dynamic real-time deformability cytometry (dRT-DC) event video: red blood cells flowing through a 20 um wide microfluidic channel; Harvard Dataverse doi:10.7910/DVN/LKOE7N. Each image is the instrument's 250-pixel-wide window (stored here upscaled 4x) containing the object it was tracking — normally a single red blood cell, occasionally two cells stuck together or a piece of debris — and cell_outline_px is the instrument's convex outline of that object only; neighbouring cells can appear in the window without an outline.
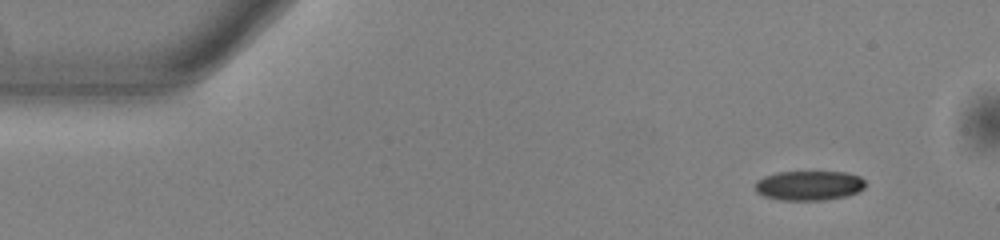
{"species": "common noctule bat (a hibernating species)", "species_latin": "Nyctalus noctula", "temperature_condition": "warm", "stored_images_in_passage": 48, "camera_frame_rate_fps": 3000, "um_per_image_px": 0.085, "animal": {"sex": "male", "body_mass_g": 13.0, "forearm_length_mm": 53.1}, "frame": {"image": 1, "passage_image": 1, "time_ms": 0.0, "image_size_px": [1000, 240], "cell_outline_px": [[868, 184], [860, 192], [848, 196], [824, 200], [780, 200], [764, 196], [756, 192], [756, 180], [764, 176], [776, 172], [848, 172], [860, 176]], "centroid_in_image_um": [68.82, 15.77], "position_along_channel_um": 16.2, "area_um2": 19.36}}
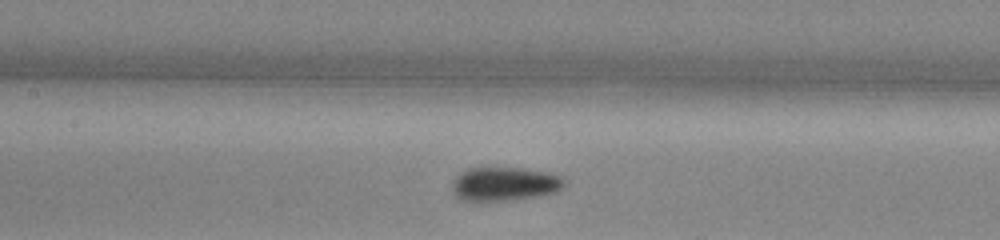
{"frame": {"image": 2, "passage_image": 20, "time_ms": 6.333, "image_size_px": [1000, 240], "cell_outline_px": [[568, 184], [564, 188], [556, 192], [540, 196], [512, 200], [464, 200], [456, 196], [452, 188], [452, 180], [460, 172], [468, 168], [520, 168], [552, 172], [560, 176]], "centroid_in_image_um": [42.95, 15.62], "position_along_channel_um": 164.5, "area_um2": 22.31}}
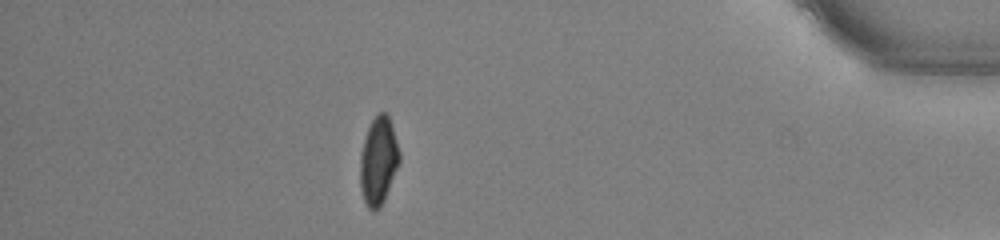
{"frame": {"image": 3, "passage_image": 42, "time_ms": 13.667, "image_size_px": [1000, 240], "cell_outline_px": [[400, 160], [384, 200], [372, 212], [368, 208], [364, 200], [360, 188], [360, 156], [364, 140], [368, 128], [376, 112], [384, 112], [388, 116], [392, 124], [400, 152]], "centroid_in_image_um": [32.16, 13.64], "position_along_channel_um": 403.0, "area_um2": 19.94}, "authors_computed_cell_mechanics": {"area_um2": 20.6924, "velocity_mm_per_s": 3.9146, "shape_relaxation_time_tau1_ms": 4.286, "shape_relaxation_time_tau2_ms": 1.8226, "deformation_change_tau1": 0.1295, "deformation_change_tau2": 0.0728}}